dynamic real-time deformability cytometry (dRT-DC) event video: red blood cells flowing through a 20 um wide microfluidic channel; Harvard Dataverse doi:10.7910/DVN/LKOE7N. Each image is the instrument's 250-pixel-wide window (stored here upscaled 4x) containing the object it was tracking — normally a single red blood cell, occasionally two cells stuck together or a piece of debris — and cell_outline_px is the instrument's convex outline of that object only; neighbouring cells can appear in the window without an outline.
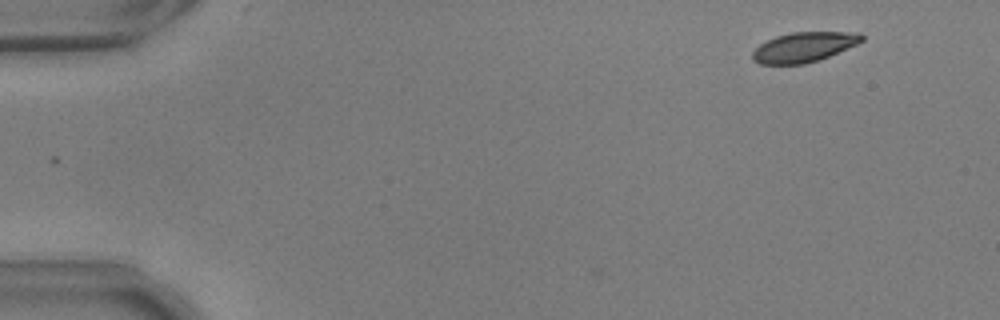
{"species": "common noctule bat (a hibernating species)", "species_latin": "Nyctalus noctula", "temperature_condition": "warm", "stored_images_in_passage": 2, "camera_frame_rate_fps": 3000, "um_per_image_px": 0.085, "animal": {"sex": "male", "body_mass_g": 17.9, "forearm_length_mm": 54.2}, "frame": {"image": 1, "passage_image": 2, "time_ms": 0.333, "image_size_px": [1000, 320], "cell_outline_px": [[864, 40], [856, 44], [828, 56], [804, 64], [760, 64], [752, 60], [752, 52], [760, 44], [776, 36], [792, 32], [860, 32], [864, 36]], "centroid_in_image_um": [68.32, 3.99], "position_along_channel_um": 16.7, "area_um2": 18.84}}